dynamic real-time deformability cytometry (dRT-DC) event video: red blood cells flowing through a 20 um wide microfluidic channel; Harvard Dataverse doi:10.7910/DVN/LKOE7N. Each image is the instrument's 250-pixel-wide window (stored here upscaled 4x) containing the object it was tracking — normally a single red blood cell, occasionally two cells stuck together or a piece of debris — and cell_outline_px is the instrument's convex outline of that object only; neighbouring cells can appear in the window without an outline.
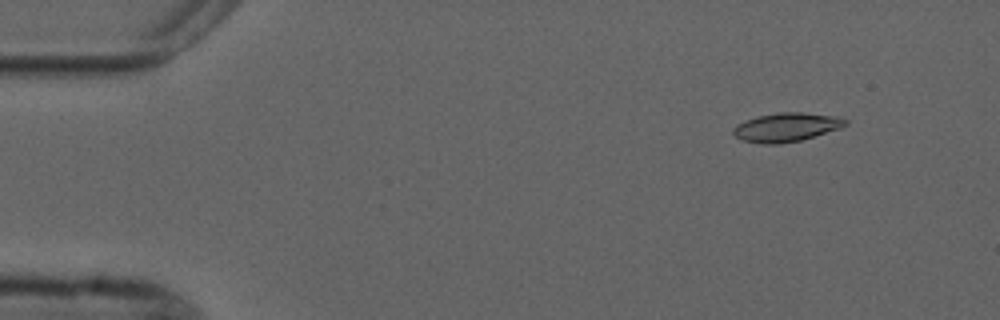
{"species": "common noctule bat (a hibernating species)", "species_latin": "Nyctalus noctula", "temperature_condition": "cold", "stored_images_in_passage": 4, "camera_frame_rate_fps": 3000, "um_per_image_px": 0.085, "animal": {"sex": "male", "forearm_length_mm": 52.5}, "frame": {"image": 1, "passage_image": 2, "time_ms": 1.333, "image_size_px": [1000, 320], "cell_outline_px": [[848, 124], [840, 128], [800, 140], [780, 144], [760, 144], [744, 140], [736, 136], [732, 132], [732, 128], [736, 124], [756, 116], [780, 112], [804, 112], [836, 116], [848, 120]], "centroid_in_image_um": [66.83, 10.8], "position_along_channel_um": 18.2, "area_um2": 18.84}}